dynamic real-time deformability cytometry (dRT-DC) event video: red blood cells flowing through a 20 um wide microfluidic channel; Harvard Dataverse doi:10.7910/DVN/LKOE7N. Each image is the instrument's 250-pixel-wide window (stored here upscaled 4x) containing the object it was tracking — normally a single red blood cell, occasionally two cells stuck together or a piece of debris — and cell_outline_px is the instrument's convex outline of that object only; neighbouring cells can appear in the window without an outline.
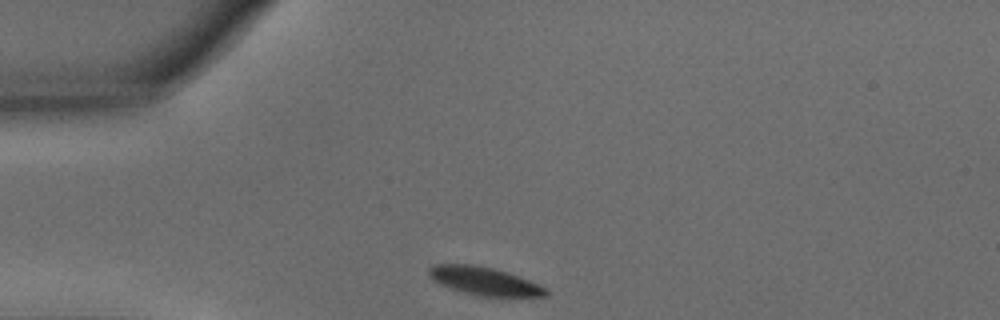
{"species": "common noctule bat (a hibernating species)", "species_latin": "Nyctalus noctula", "temperature_condition": "warm", "stored_images_in_passage": 30, "camera_frame_rate_fps": 3000, "um_per_image_px": 0.085, "animal": {"sex": "male", "body_mass_g": 15.6}, "frame": {"image": 1, "passage_image": 1, "time_ms": 0.0, "image_size_px": [1000, 320], "cell_outline_px": [[548, 296], [480, 296], [464, 292], [440, 284], [432, 280], [428, 276], [428, 268], [436, 264], [472, 264], [492, 268], [508, 272], [548, 288]], "centroid_in_image_um": [41.16, 23.88], "position_along_channel_um": 43.8, "area_um2": 19.07}}
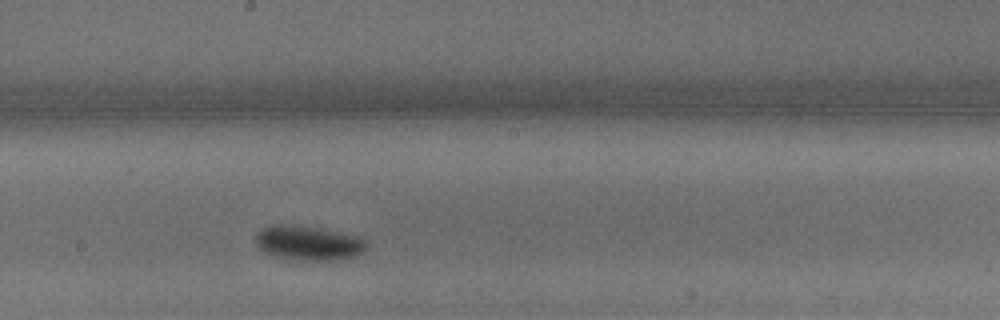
{"frame": {"image": 2, "passage_image": 17, "time_ms": 5.333, "image_size_px": [1000, 320], "cell_outline_px": [[368, 248], [364, 252], [356, 256], [344, 260], [296, 260], [280, 256], [268, 252], [260, 248], [256, 244], [256, 232], [272, 224], [280, 224], [312, 228], [360, 236], [368, 244]], "centroid_in_image_um": [26.28, 20.67], "position_along_channel_um": 221.9, "area_um2": 21.96}}
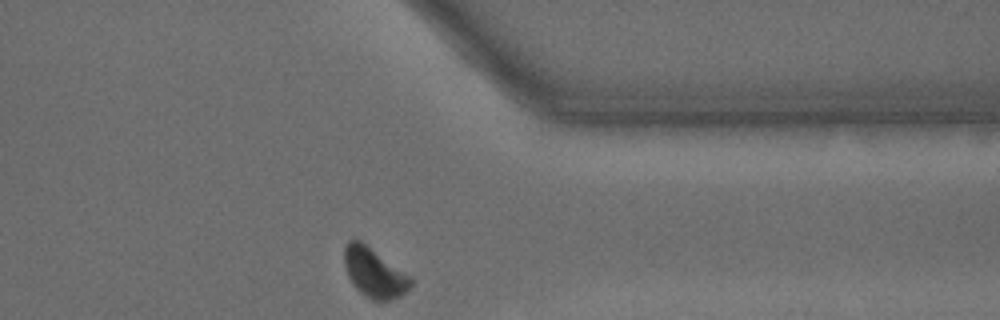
{"frame": {"image": 3, "passage_image": 30, "time_ms": 9.667, "image_size_px": [1000, 320], "cell_outline_px": [[412, 284], [400, 296], [392, 300], [372, 300], [360, 292], [352, 284], [344, 268], [344, 248], [348, 240], [360, 240], [412, 276]], "centroid_in_image_um": [31.8, 23.17], "position_along_channel_um": 379.6, "area_um2": 19.19}, "authors_computed_cell_mechanics": {"area_um2": 21.2415, "velocity_mm_per_s": 3.7785, "shape_relaxation_time_tau1_ms": 1.921, "shape_relaxation_time_tau2_ms": null, "deformation_change_tau1": 0.1106, "deformation_change_tau2": null}}